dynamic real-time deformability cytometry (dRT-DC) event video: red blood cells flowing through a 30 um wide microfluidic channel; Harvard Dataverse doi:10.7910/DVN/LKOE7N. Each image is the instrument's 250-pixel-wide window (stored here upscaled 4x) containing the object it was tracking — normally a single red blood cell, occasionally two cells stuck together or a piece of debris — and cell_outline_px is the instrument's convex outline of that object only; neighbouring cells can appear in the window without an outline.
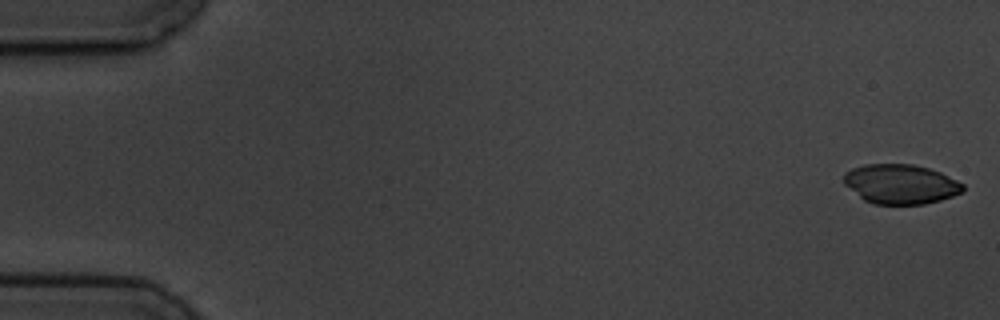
{"species": "common noctule bat (a hibernating species)", "species_latin": "Nyctalus noctula", "temperature_condition": "cold", "stored_images_in_passage": 5, "camera_frame_rate_fps": 3000, "um_per_image_px": 0.085, "animal": {"sex": "male", "body_mass_g": 19.5, "forearm_length_mm": 54.6}, "frame": {"image": 1, "passage_image": 1, "time_ms": 0.0, "image_size_px": [1000, 320], "cell_outline_px": [[964, 192], [940, 200], [924, 204], [872, 204], [864, 200], [844, 184], [844, 172], [852, 168], [864, 164], [912, 164], [928, 168], [940, 172], [964, 184]], "centroid_in_image_um": [76.55, 15.65], "position_along_channel_um": 8.5, "area_um2": 27.51}}
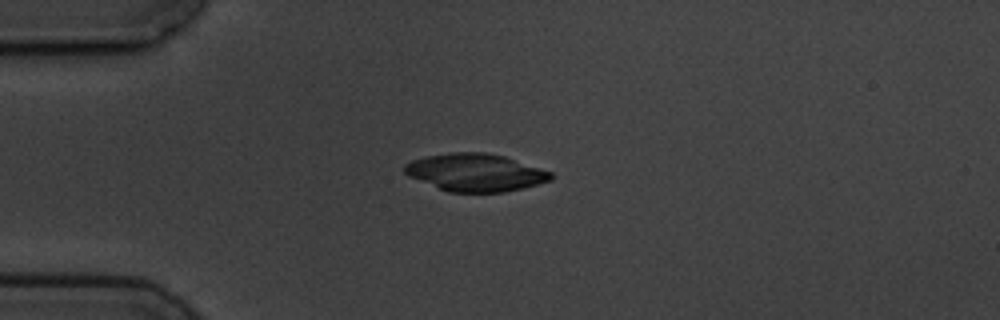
{"frame": {"image": 2, "passage_image": 5, "time_ms": 4.333, "image_size_px": [1000, 320], "cell_outline_px": [[552, 180], [504, 192], [448, 192], [408, 176], [404, 172], [404, 164], [412, 160], [424, 156], [448, 152], [488, 152], [504, 156], [552, 172]], "centroid_in_image_um": [40.37, 14.65], "position_along_channel_um": 44.6, "area_um2": 32.02}}